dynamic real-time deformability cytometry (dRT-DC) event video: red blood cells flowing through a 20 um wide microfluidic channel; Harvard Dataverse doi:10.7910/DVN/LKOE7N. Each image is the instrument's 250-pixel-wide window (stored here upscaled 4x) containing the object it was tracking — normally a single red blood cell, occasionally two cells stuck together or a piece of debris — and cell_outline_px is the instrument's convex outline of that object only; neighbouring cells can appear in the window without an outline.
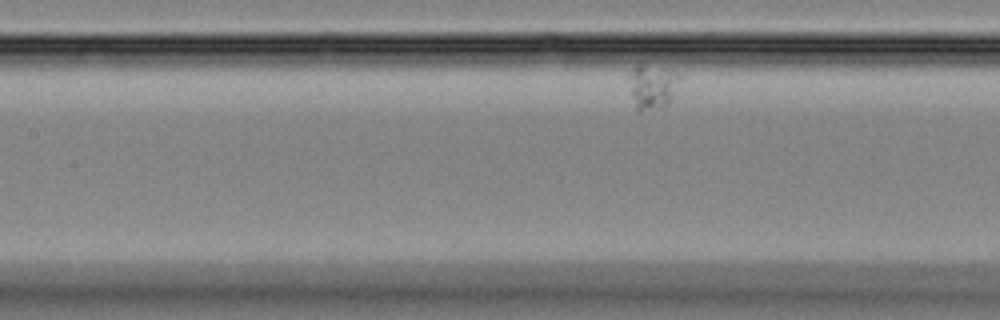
{"species": "Egyptian fruit bat (a non-hibernating species)", "species_latin": "Rousettus aegyptiacus", "temperature_condition": "room temperature", "stored_images_in_passage": 31, "camera_frame_rate_fps": 3000, "um_per_image_px": 0.085, "animal": {"sex": "female"}, "frame": {"image": 1, "passage_image": 10, "time_ms": 3.0, "image_size_px": [1000, 320], "cell_outline_px": [[684, 76], [668, 104], [640, 112], [636, 112], [632, 96], [628, 76], [628, 72], [636, 64], [644, 64], [672, 68], [680, 72]], "centroid_in_image_um": [55.49, 7.28], "position_along_channel_um": 151.9, "area_um2": 13.81}}
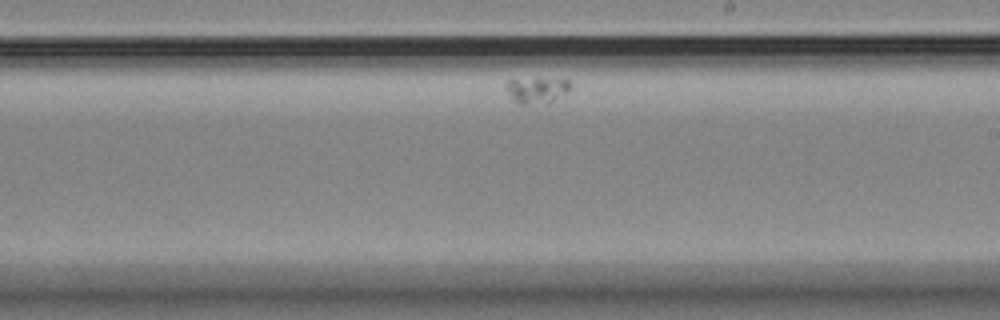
{"frame": {"image": 2, "passage_image": 19, "time_ms": 6.0, "image_size_px": [1000, 320], "cell_outline_px": [[572, 88], [568, 92], [548, 104], [520, 104], [508, 92], [504, 84], [512, 76], [536, 76], [568, 80], [572, 84]], "centroid_in_image_um": [45.63, 7.58], "position_along_channel_um": 243.4, "area_um2": 10.64}}
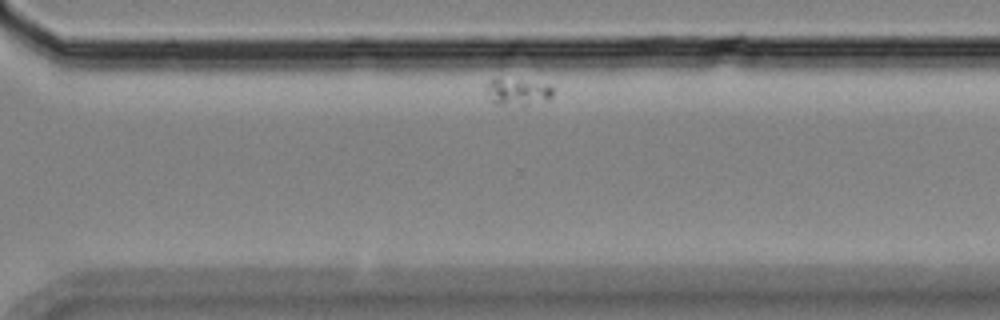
{"frame": {"image": 3, "passage_image": 27, "time_ms": 8.667, "image_size_px": [1000, 320], "cell_outline_px": [[552, 96], [520, 108], [496, 104], [492, 100], [488, 92], [488, 80], [492, 76], [496, 76], [548, 84], [552, 88]], "centroid_in_image_um": [43.95, 7.79], "position_along_channel_um": 326.7, "area_um2": 10.69}}